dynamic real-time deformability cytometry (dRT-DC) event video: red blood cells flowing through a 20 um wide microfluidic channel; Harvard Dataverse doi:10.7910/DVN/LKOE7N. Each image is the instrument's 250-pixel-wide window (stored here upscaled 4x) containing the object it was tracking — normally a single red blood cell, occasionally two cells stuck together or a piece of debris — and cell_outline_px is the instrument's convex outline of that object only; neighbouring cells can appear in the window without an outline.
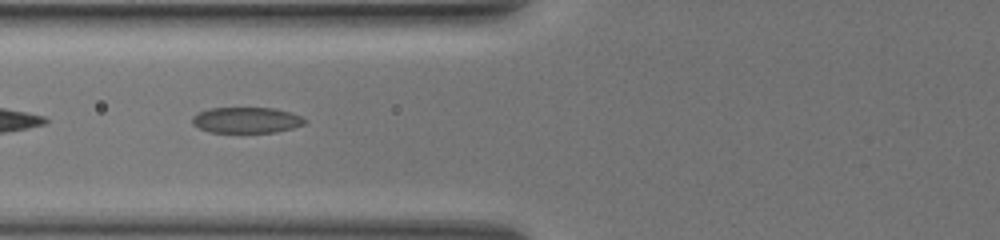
{"species": "common noctule bat (a hibernating species)", "species_latin": "Nyctalus noctula", "temperature_condition": "warm", "stored_images_in_passage": 57, "segment_of_instrument_passage": [2, 2], "camera_frame_rate_fps": 3000, "um_per_image_px": 0.085, "animal": {"sex": "female", "body_mass_g": 19.5, "forearm_length_mm": 54.1}, "frame": {"image": 1, "passage_image": 26, "time_ms": 8.333, "image_size_px": [1000, 240], "cell_outline_px": [[308, 120], [304, 124], [292, 128], [276, 132], [208, 132], [192, 124], [192, 116], [208, 108], [272, 108], [288, 112], [300, 116]], "centroid_in_image_um": [20.93, 10.21], "position_along_channel_um": 104.9, "area_um2": 16.82}}
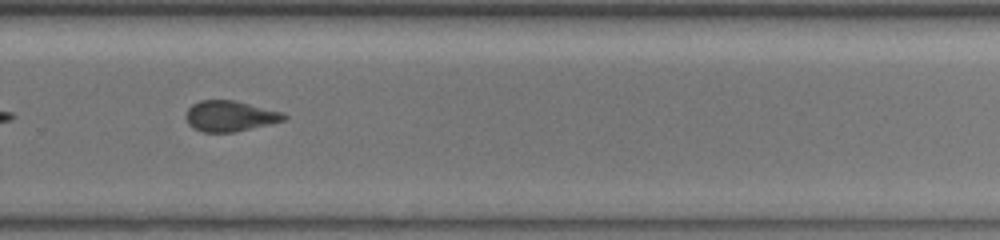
{"frame": {"image": 2, "passage_image": 42, "time_ms": 13.667, "image_size_px": [1000, 240], "cell_outline_px": [[288, 116], [284, 120], [236, 132], [204, 132], [192, 128], [188, 124], [184, 116], [188, 108], [192, 104], [200, 100], [232, 100], [284, 112]], "centroid_in_image_um": [19.51, 9.87], "position_along_channel_um": 310.3, "area_um2": 17.57}}
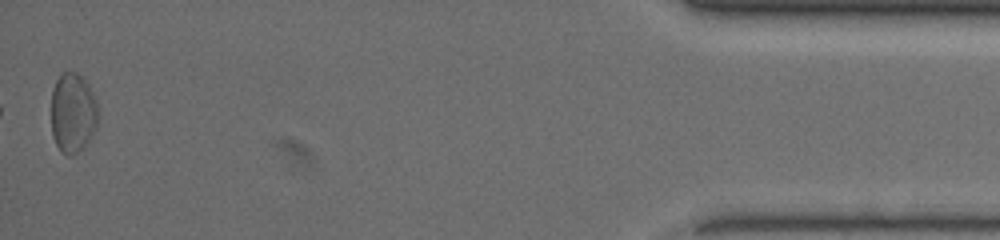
{"frame": {"image": 3, "passage_image": 57, "time_ms": 18.667, "image_size_px": [1000, 240], "cell_outline_px": [[100, 116], [96, 128], [88, 140], [72, 156], [68, 156], [60, 152], [52, 136], [52, 92], [56, 80], [64, 72], [76, 72], [88, 84], [96, 100]], "centroid_in_image_um": [6.2, 9.6], "position_along_channel_um": 429.0, "area_um2": 21.79}}